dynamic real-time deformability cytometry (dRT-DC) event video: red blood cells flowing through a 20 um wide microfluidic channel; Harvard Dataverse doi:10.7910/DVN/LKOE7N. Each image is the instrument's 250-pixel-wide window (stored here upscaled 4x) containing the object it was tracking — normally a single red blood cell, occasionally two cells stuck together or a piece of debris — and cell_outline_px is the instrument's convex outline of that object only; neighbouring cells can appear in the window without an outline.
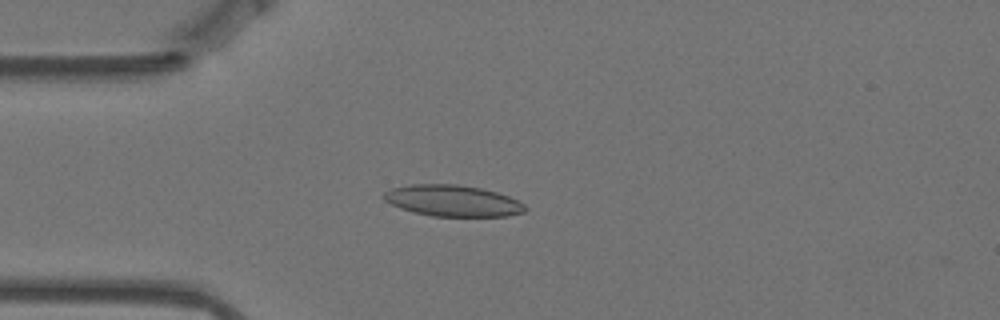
{"species": "Egyptian fruit bat (a non-hibernating species)", "species_latin": "Rousettus aegyptiacus", "temperature_condition": "warm", "stored_images_in_passage": 57, "camera_frame_rate_fps": 3000, "um_per_image_px": 0.085, "animal": {"sex": "female"}, "frame": {"image": 1, "passage_image": 14, "time_ms": 4.333, "image_size_px": [1000, 320], "cell_outline_px": [[528, 208], [524, 212], [508, 216], [432, 216], [412, 212], [400, 208], [384, 200], [380, 196], [384, 192], [392, 188], [408, 184], [456, 184], [480, 188], [496, 192], [508, 196], [524, 204]], "centroid_in_image_um": [38.44, 17.06], "position_along_channel_um": 46.6, "area_um2": 25.84}}
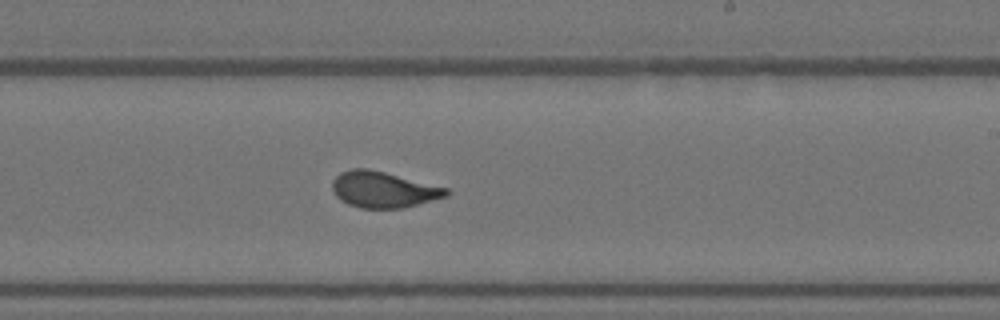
{"frame": {"image": 2, "passage_image": 33, "time_ms": 10.667, "image_size_px": [1000, 320], "cell_outline_px": [[452, 192], [448, 196], [404, 208], [360, 208], [348, 204], [340, 200], [332, 192], [332, 180], [340, 172], [352, 168], [368, 168], [448, 188]], "centroid_in_image_um": [32.57, 16.12], "position_along_channel_um": 256.4, "area_um2": 24.1}}
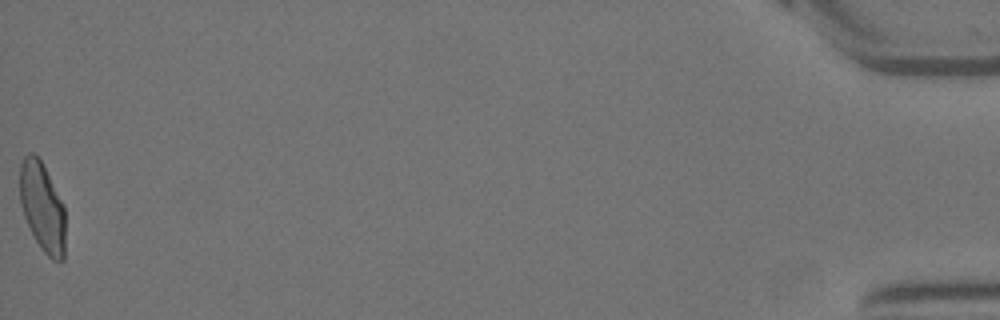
{"frame": {"image": 3, "passage_image": 57, "time_ms": 18.667, "image_size_px": [1000, 320], "cell_outline_px": [[64, 260], [52, 260], [44, 252], [36, 240], [24, 216], [20, 204], [20, 164], [24, 156], [28, 152], [32, 152], [40, 160], [64, 204]], "centroid_in_image_um": [3.59, 17.59], "position_along_channel_um": 431.6, "area_um2": 23.35}, "authors_computed_cell_mechanics": {"area_um2": 24.1026, "velocity_mm_per_s": 3.4923, "shape_relaxation_time_tau1_ms": 3.7076, "shape_relaxation_time_tau2_ms": 1.0084, "deformation_change_tau1": 0.1607, "deformation_change_tau2": 0.0659}}